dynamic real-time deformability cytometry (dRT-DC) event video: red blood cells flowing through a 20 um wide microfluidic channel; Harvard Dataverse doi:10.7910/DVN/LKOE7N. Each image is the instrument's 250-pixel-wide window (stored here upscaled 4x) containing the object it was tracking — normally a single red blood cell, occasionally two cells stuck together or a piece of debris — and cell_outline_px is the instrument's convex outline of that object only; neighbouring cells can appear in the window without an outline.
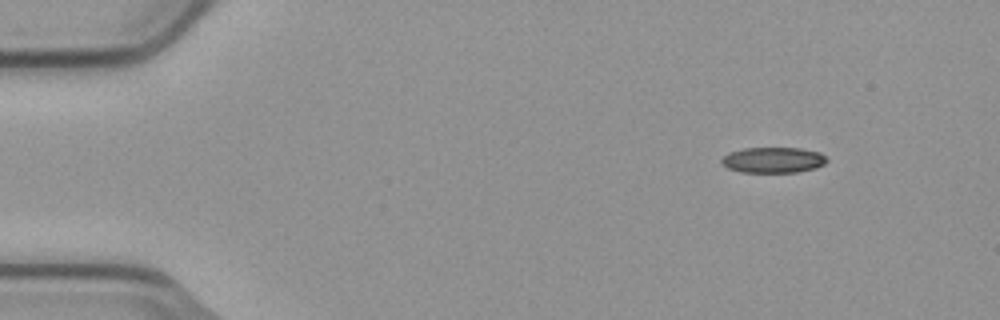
{"species": "common noctule bat (a hibernating species)", "species_latin": "Nyctalus noctula", "temperature_condition": "cold", "stored_images_in_passage": 49, "camera_frame_rate_fps": 3000, "um_per_image_px": 0.085, "animal": {"sex": "male", "body_mass_g": 23.1, "forearm_length_mm": 52.7}, "frame": {"image": 1, "passage_image": 1, "time_ms": 0.0, "image_size_px": [1000, 320], "cell_outline_px": [[828, 160], [824, 164], [816, 168], [796, 172], [740, 172], [728, 168], [720, 160], [728, 152], [744, 148], [800, 148], [820, 152]], "centroid_in_image_um": [65.72, 13.6], "position_along_channel_um": 19.3, "area_um2": 15.72}}
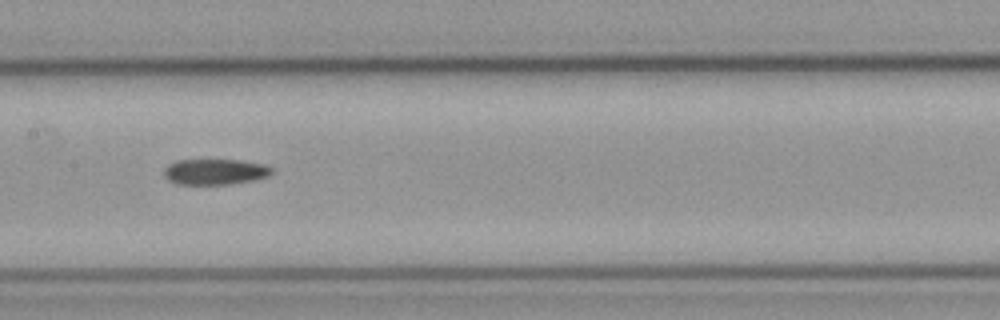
{"frame": {"image": 2, "passage_image": 22, "time_ms": 7.0, "image_size_px": [1000, 320], "cell_outline_px": [[272, 172], [268, 176], [252, 180], [228, 184], [176, 184], [168, 180], [164, 176], [164, 168], [168, 164], [176, 160], [240, 160], [264, 164], [272, 168]], "centroid_in_image_um": [18.24, 14.59], "position_along_channel_um": 189.2, "area_um2": 16.13}}
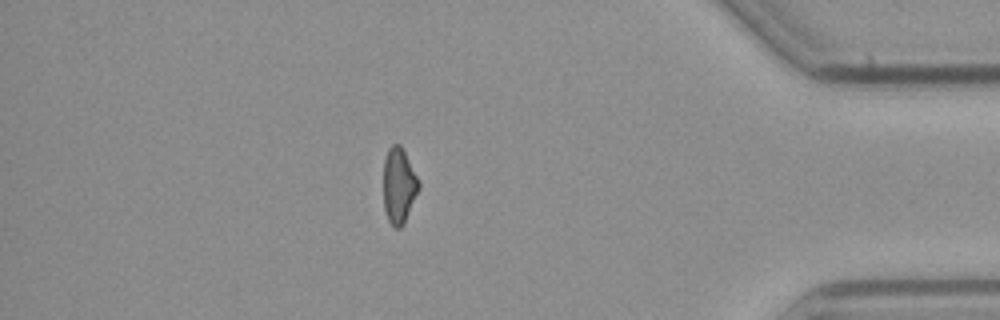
{"frame": {"image": 3, "passage_image": 42, "time_ms": 13.667, "image_size_px": [1000, 320], "cell_outline_px": [[420, 188], [404, 224], [400, 228], [396, 228], [388, 220], [384, 208], [384, 156], [388, 148], [392, 144], [400, 144], [420, 180]], "centroid_in_image_um": [33.92, 15.76], "position_along_channel_um": 401.3, "area_um2": 15.72}}